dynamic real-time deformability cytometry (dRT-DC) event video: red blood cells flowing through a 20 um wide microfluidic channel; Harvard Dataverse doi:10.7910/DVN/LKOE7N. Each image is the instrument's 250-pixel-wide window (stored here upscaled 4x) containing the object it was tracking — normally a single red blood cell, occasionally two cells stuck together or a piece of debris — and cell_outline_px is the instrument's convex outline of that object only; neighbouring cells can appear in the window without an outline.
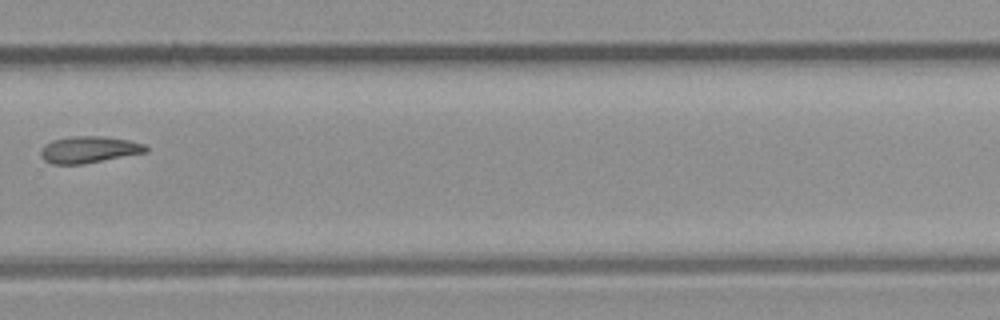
{"species": "common noctule bat (a hibernating species)", "species_latin": "Nyctalus noctula", "temperature_condition": "room temperature", "stored_images_in_passage": 32, "camera_frame_rate_fps": 3000, "um_per_image_px": 0.085, "animal": {"sex": "male", "body_mass_g": 23.1, "forearm_length_mm": 52.7}, "frame": {"image": 1, "passage_image": 23, "time_ms": 7.333, "image_size_px": [1000, 320], "cell_outline_px": [[148, 148], [144, 152], [80, 164], [52, 164], [44, 160], [40, 156], [40, 152], [44, 144], [52, 140], [68, 136], [104, 136], [128, 140], [144, 144]], "centroid_in_image_um": [7.48, 12.7], "position_along_channel_um": 322.3, "area_um2": 16.13}}